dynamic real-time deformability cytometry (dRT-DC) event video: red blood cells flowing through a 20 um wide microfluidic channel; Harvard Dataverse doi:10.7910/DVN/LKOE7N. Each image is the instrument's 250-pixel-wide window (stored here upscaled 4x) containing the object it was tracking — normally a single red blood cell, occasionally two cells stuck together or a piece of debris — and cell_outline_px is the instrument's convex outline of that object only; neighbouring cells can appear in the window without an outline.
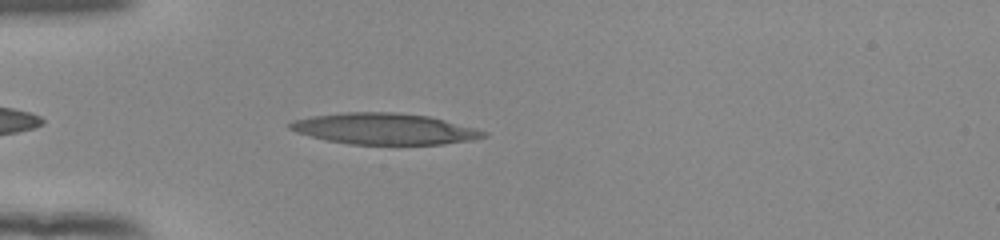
{"species": "human", "species_latin": "Homo sapiens", "temperature_condition": "room temperature", "stored_images_in_passage": 40, "camera_frame_rate_fps": 3000, "um_per_image_px": 0.085, "donor": {"sex": "female"}, "frame": {"image": 1, "passage_image": 3, "time_ms": 0.667, "image_size_px": [1000, 240], "cell_outline_px": [[488, 136], [472, 140], [444, 144], [348, 144], [324, 140], [296, 132], [288, 128], [288, 124], [296, 120], [312, 116], [344, 112], [396, 112], [428, 116], [476, 128], [488, 132]], "centroid_in_image_um": [32.69, 10.95], "position_along_channel_um": 52.3, "area_um2": 35.14}}
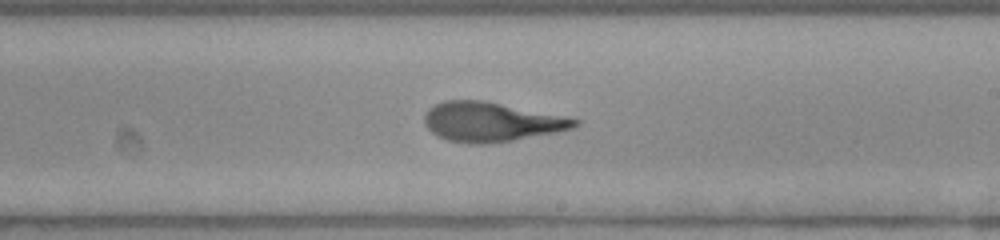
{"frame": {"image": 2, "passage_image": 19, "time_ms": 6.0, "image_size_px": [1000, 240], "cell_outline_px": [[580, 124], [572, 128], [556, 132], [492, 144], [468, 144], [448, 140], [436, 136], [424, 124], [424, 112], [428, 108], [444, 100], [484, 100], [580, 120]], "centroid_in_image_um": [41.68, 10.37], "position_along_channel_um": 247.3, "area_um2": 34.45}}
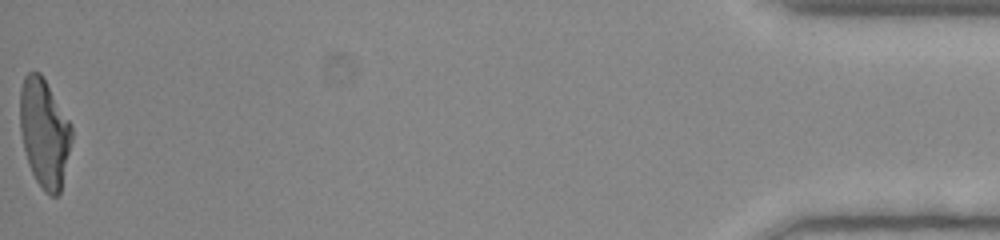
{"frame": {"image": 3, "passage_image": 40, "time_ms": 13.0, "image_size_px": [1000, 240], "cell_outline_px": [[72, 140], [60, 192], [56, 196], [52, 196], [44, 192], [36, 180], [28, 164], [20, 132], [20, 88], [24, 76], [28, 72], [40, 72], [72, 124]], "centroid_in_image_um": [3.77, 11.29], "position_along_channel_um": 431.4, "area_um2": 32.71}, "authors_computed_cell_mechanics": {"area_um2": 34.3621, "velocity_mm_per_s": 3.9298, "shape_relaxation_time_tau1_ms": 6.0485, "shape_relaxation_time_tau2_ms": 1.5497, "deformation_change_tau1": 0.3157, "deformation_change_tau2": 0.1119}}